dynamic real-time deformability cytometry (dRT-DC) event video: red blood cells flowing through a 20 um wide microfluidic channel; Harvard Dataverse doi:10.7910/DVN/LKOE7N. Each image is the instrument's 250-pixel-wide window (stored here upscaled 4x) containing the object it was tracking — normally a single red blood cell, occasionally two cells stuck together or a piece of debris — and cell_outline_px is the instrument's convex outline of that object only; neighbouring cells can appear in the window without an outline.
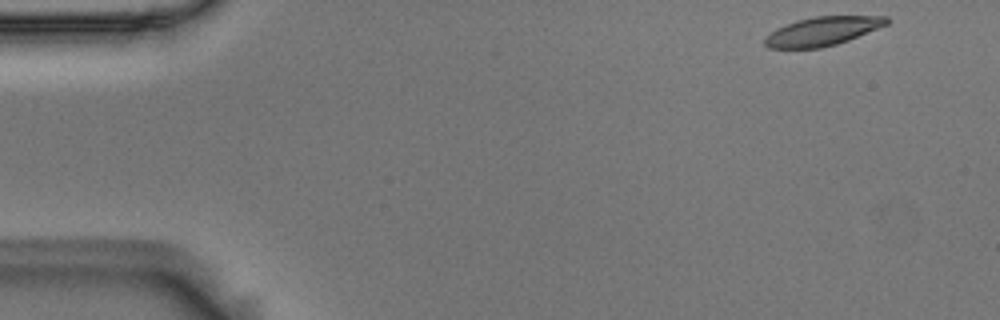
{"species": "Egyptian fruit bat (a non-hibernating species)", "species_latin": "Rousettus aegyptiacus", "temperature_condition": "room temperature", "stored_images_in_passage": 5, "segment_of_instrument_passage": [1, 2], "camera_frame_rate_fps": 3000, "um_per_image_px": 0.085, "animal": {"sex": "male"}, "frame": {"image": 1, "passage_image": 1, "time_ms": 0.0, "image_size_px": [1000, 320], "cell_outline_px": [[892, 20], [888, 24], [848, 40], [836, 44], [820, 48], [768, 48], [764, 44], [764, 40], [776, 28], [796, 20], [816, 16], [888, 16]], "centroid_in_image_um": [69.94, 2.64], "position_along_channel_um": 15.1, "area_um2": 20.35}}
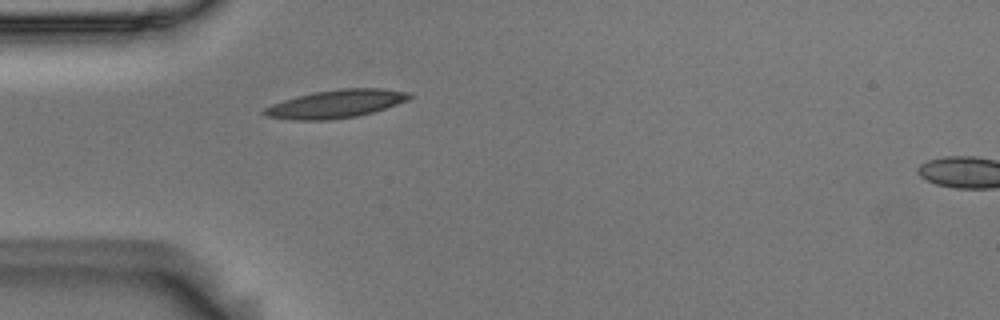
{"frame": {"image": 2, "passage_image": 4, "time_ms": 1.0, "image_size_px": [1000, 320], "cell_outline_px": [[412, 96], [408, 100], [372, 112], [356, 116], [328, 120], [296, 120], [268, 116], [260, 112], [264, 108], [272, 104], [296, 96], [316, 92], [340, 88], [380, 88], [412, 92]], "centroid_in_image_um": [28.56, 8.82], "position_along_channel_um": 56.4, "area_um2": 23.58}}